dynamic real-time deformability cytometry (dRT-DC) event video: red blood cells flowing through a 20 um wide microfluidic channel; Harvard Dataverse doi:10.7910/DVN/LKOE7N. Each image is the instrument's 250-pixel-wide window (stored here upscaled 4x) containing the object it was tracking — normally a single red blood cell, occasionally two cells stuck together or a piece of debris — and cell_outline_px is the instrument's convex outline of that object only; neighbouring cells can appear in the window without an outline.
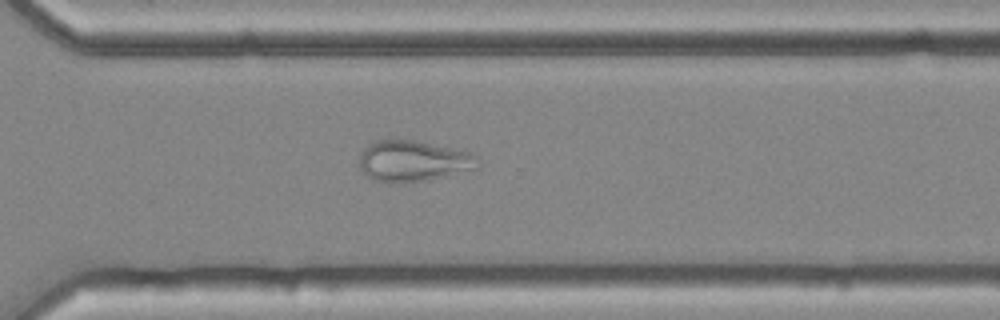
{"species": "common noctule bat (a hibernating species)", "species_latin": "Nyctalus noctula", "temperature_condition": "cold", "stored_images_in_passage": 55, "camera_frame_rate_fps": 3000, "um_per_image_px": 0.085, "animal": {"sex": "female", "body_mass_g": 25.1}, "frame": {"image": 1, "passage_image": 40, "time_ms": 13.0, "image_size_px": [1000, 320], "cell_outline_px": [[480, 168], [448, 176], [424, 180], [392, 184], [372, 180], [364, 172], [360, 164], [360, 156], [364, 148], [368, 144], [376, 140], [412, 140], [472, 152], [476, 156]], "centroid_in_image_um": [35.14, 13.7], "position_along_channel_um": 335.5, "area_um2": 28.38}}
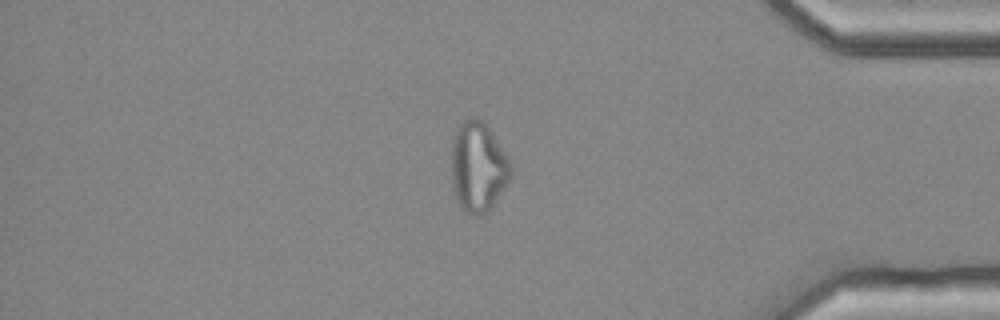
{"frame": {"image": 2, "passage_image": 47, "time_ms": 15.333, "image_size_px": [1000, 320], "cell_outline_px": [[512, 176], [492, 208], [488, 212], [480, 216], [476, 216], [464, 212], [460, 208], [456, 200], [452, 184], [452, 140], [460, 124], [468, 116], [476, 116], [492, 132], [508, 156], [512, 164]], "centroid_in_image_um": [40.65, 14.22], "position_along_channel_um": 394.5, "area_um2": 31.62}}